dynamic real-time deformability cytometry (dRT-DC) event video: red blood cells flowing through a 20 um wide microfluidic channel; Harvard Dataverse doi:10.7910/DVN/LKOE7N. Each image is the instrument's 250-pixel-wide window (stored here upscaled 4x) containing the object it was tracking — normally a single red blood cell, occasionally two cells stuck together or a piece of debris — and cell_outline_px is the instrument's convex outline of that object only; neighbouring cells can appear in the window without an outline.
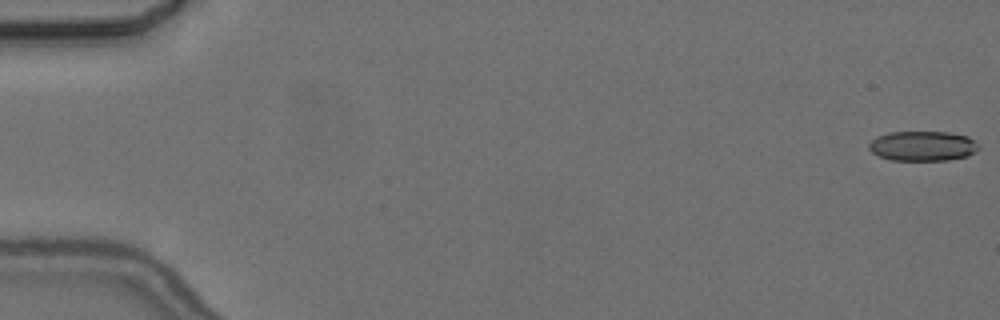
{"species": "common noctule bat (a hibernating species)", "species_latin": "Nyctalus noctula", "temperature_condition": "cold", "stored_images_in_passage": 5, "camera_frame_rate_fps": 3000, "um_per_image_px": 0.085, "animal": {"sex": "female", "body_mass_g": 24.6, "forearm_length_mm": 56.2}, "frame": {"image": 1, "passage_image": 1, "time_ms": 0.0, "image_size_px": [1000, 320], "cell_outline_px": [[980, 148], [976, 152], [968, 156], [948, 160], [892, 160], [880, 156], [872, 152], [868, 148], [868, 144], [876, 136], [888, 132], [948, 132], [968, 136], [980, 144]], "centroid_in_image_um": [78.46, 12.4], "position_along_channel_um": 6.5, "area_um2": 19.31}}
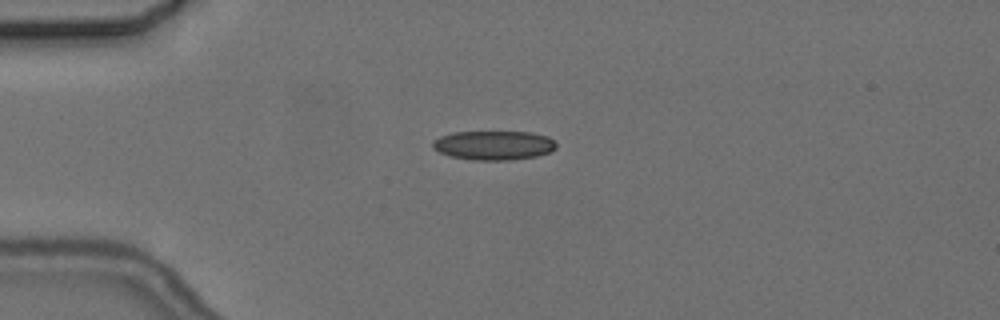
{"frame": {"image": 2, "passage_image": 5, "time_ms": 4.667, "image_size_px": [1000, 320], "cell_outline_px": [[556, 148], [548, 152], [536, 156], [512, 160], [472, 160], [452, 156], [440, 152], [432, 148], [432, 140], [440, 136], [452, 132], [532, 132], [548, 136], [556, 140]], "centroid_in_image_um": [41.97, 12.34], "position_along_channel_um": 43.0, "area_um2": 21.15}}